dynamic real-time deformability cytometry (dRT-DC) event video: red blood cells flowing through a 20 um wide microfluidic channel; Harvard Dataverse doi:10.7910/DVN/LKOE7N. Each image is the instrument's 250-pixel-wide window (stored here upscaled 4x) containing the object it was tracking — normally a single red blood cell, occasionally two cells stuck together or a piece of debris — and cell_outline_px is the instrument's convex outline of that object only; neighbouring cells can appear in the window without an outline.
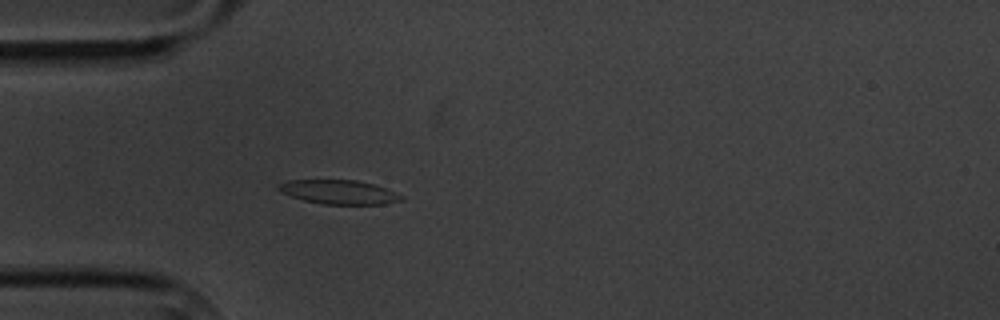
{"species": "common noctule bat (a hibernating species)", "species_latin": "Nyctalus noctula", "temperature_condition": "cold", "stored_images_in_passage": 4, "camera_frame_rate_fps": 3000, "um_per_image_px": 0.085, "animal": {"sex": "male", "body_mass_g": 20.1, "forearm_length_mm": 53.5}, "frame": {"image": 1, "passage_image": 4, "time_ms": 3.667, "image_size_px": [1000, 320], "cell_outline_px": [[404, 200], [384, 204], [324, 204], [304, 200], [280, 192], [276, 188], [276, 184], [288, 180], [356, 180], [372, 184], [384, 188], [404, 196]], "centroid_in_image_um": [28.78, 16.32], "position_along_channel_um": 56.2, "area_um2": 17.17}}